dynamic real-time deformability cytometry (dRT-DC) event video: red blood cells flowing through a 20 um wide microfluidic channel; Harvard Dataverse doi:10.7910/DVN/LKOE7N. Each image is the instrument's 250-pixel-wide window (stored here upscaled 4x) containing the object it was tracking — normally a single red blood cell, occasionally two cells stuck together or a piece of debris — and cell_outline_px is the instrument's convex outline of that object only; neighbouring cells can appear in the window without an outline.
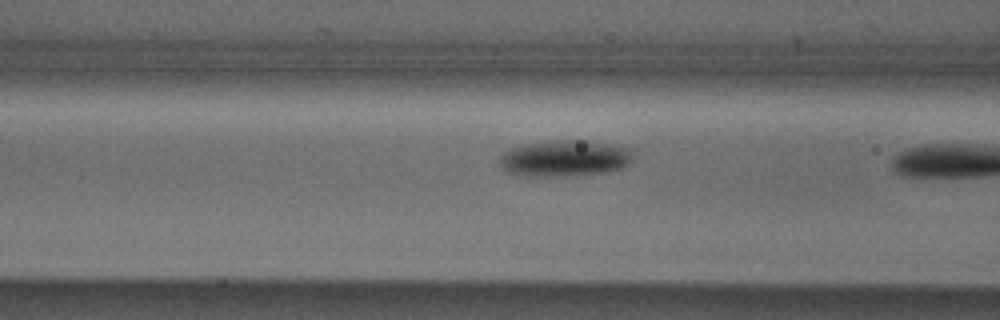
{"species": "Egyptian fruit bat (a non-hibernating species)", "species_latin": "Rousettus aegyptiacus", "temperature_condition": "cold", "stored_images_in_passage": 10, "camera_frame_rate_fps": 3000, "um_per_image_px": 0.085, "animal": {"sex": "male"}, "frame": {"image": 1, "passage_image": 9, "time_ms": 2.667, "image_size_px": [1000, 320], "cell_outline_px": [[632, 160], [624, 168], [600, 172], [552, 176], [524, 176], [508, 172], [500, 164], [500, 156], [508, 148], [520, 144], [548, 140], [584, 140], [608, 144], [628, 148], [632, 152]], "centroid_in_image_um": [47.94, 13.43], "position_along_channel_um": 118.7, "area_um2": 28.09}}